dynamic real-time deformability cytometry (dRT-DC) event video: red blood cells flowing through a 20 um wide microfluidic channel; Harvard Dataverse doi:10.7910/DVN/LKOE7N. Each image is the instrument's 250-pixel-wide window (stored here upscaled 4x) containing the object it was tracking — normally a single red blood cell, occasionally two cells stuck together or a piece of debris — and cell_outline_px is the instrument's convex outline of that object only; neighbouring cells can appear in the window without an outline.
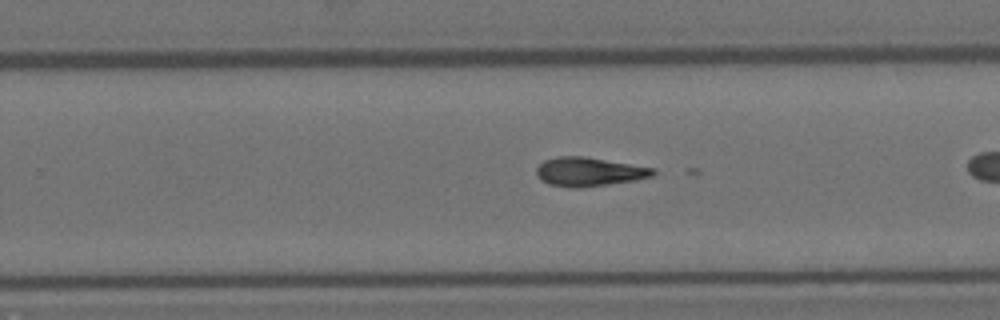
{"species": "Egyptian fruit bat (a non-hibernating species)", "species_latin": "Rousettus aegyptiacus", "temperature_condition": "room temperature", "stored_images_in_passage": 30, "camera_frame_rate_fps": 3000, "um_per_image_px": 0.085, "animal": {"sex": "female"}, "frame": {"image": 1, "passage_image": 21, "time_ms": 6.667, "image_size_px": [1000, 320], "cell_outline_px": [[656, 172], [652, 176], [636, 180], [580, 188], [568, 188], [548, 184], [540, 180], [536, 176], [536, 168], [544, 160], [556, 156], [584, 156], [656, 168]], "centroid_in_image_um": [50.04, 14.6], "position_along_channel_um": 279.8, "area_um2": 19.88}}